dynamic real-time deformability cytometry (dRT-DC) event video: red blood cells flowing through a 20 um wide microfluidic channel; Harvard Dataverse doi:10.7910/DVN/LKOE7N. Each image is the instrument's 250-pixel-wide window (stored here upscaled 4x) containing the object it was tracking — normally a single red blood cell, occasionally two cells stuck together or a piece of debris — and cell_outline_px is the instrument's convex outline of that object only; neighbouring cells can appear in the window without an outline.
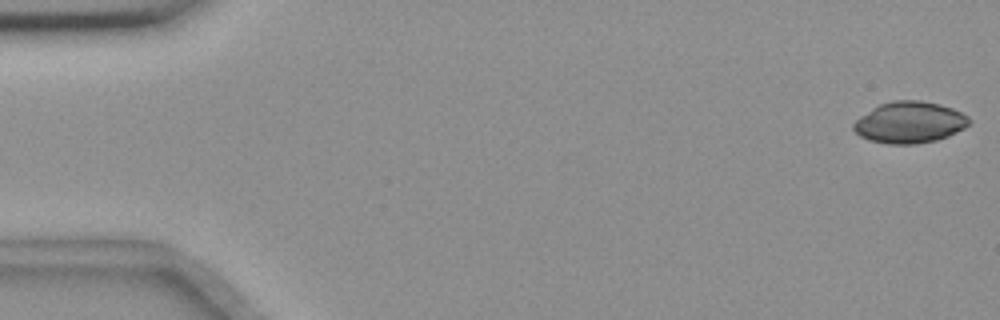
{"species": "common noctule bat (a hibernating species)", "species_latin": "Nyctalus noctula", "temperature_condition": "room temperature", "stored_images_in_passage": 10, "camera_frame_rate_fps": 3000, "um_per_image_px": 0.085, "animal": {"sex": "female", "body_mass_g": 18.4}, "frame": {"image": 1, "passage_image": 1, "time_ms": 0.0, "image_size_px": [1000, 320], "cell_outline_px": [[972, 120], [964, 128], [948, 136], [936, 140], [916, 144], [888, 144], [868, 140], [860, 136], [852, 128], [852, 124], [860, 116], [872, 108], [880, 104], [892, 100], [920, 100], [940, 104], [952, 108], [968, 116]], "centroid_in_image_um": [77.3, 10.4], "position_along_channel_um": 7.7, "area_um2": 28.03}}